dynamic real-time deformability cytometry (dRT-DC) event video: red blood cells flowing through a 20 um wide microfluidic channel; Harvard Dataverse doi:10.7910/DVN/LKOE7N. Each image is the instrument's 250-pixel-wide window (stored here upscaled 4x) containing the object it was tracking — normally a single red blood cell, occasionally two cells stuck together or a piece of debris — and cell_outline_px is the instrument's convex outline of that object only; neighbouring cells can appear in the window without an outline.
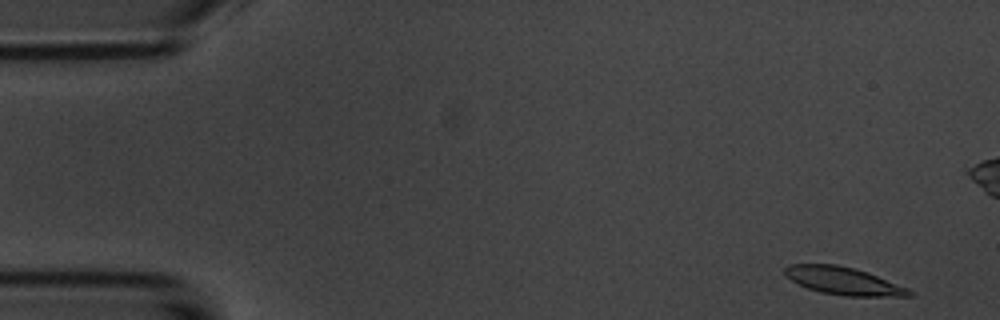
{"species": "common noctule bat (a hibernating species)", "species_latin": "Nyctalus noctula", "temperature_condition": "room temperature", "stored_images_in_passage": 7, "camera_frame_rate_fps": 3000, "um_per_image_px": 0.085, "animal": {"sex": "male", "body_mass_g": 20.1, "forearm_length_mm": 53.5}, "frame": {"image": 1, "passage_image": 1, "time_ms": 0.0, "image_size_px": [1000, 320], "cell_outline_px": [[916, 292], [912, 296], [844, 296], [820, 292], [796, 284], [784, 276], [784, 268], [788, 264], [836, 264], [868, 272], [908, 288]], "centroid_in_image_um": [71.67, 23.88], "position_along_channel_um": 13.3, "area_um2": 20.23}}
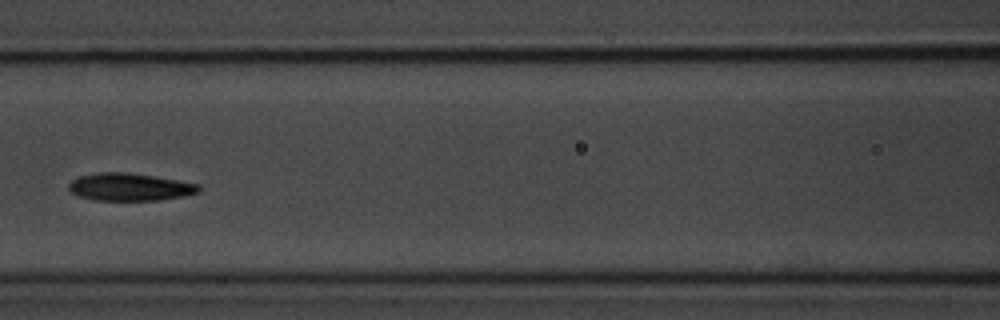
{"frame": {"image": 2, "passage_image": 7, "time_ms": 7.0, "image_size_px": [1000, 320], "cell_outline_px": [[204, 188], [200, 192], [184, 196], [160, 200], [92, 200], [76, 196], [68, 188], [68, 184], [72, 180], [80, 176], [100, 172], [128, 172], [156, 176], [200, 184]], "centroid_in_image_um": [11.07, 15.89], "position_along_channel_um": 155.5, "area_um2": 21.21}}